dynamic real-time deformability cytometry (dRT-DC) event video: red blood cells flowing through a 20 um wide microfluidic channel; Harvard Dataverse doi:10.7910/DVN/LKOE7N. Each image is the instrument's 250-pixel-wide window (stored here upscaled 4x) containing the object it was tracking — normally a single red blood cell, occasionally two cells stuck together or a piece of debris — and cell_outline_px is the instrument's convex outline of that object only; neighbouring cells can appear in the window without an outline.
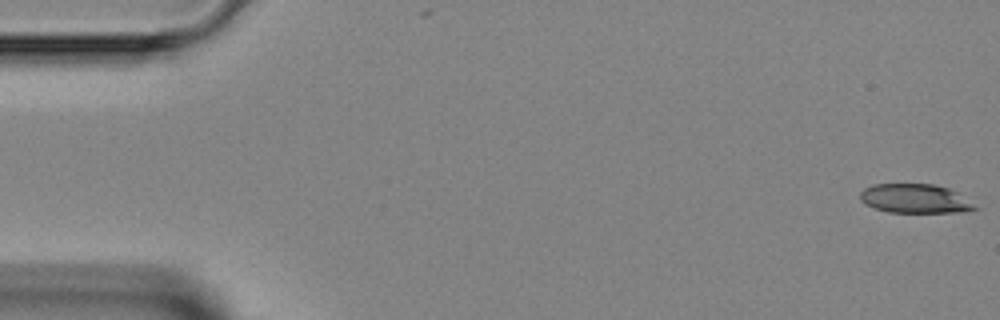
{"species": "Egyptian fruit bat (a non-hibernating species)", "species_latin": "Rousettus aegyptiacus", "temperature_condition": "room temperature", "stored_images_in_passage": 11, "camera_frame_rate_fps": 3000, "um_per_image_px": 0.085, "animal": {"sex": "female"}, "frame": {"image": 1, "passage_image": 1, "time_ms": 0.0, "image_size_px": [1000, 320], "cell_outline_px": [[980, 208], [964, 212], [888, 212], [864, 204], [860, 200], [860, 192], [864, 188], [872, 184], [932, 184], [948, 188], [956, 192]], "centroid_in_image_um": [77.76, 16.88], "position_along_channel_um": 7.2, "area_um2": 19.42}}
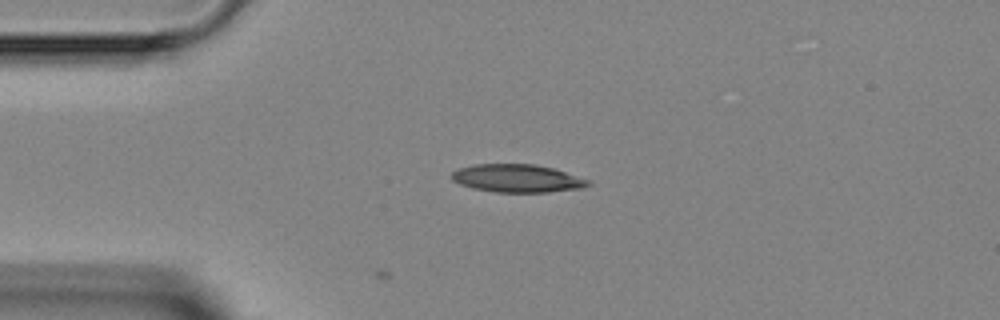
{"frame": {"image": 2, "passage_image": 11, "time_ms": 3.333, "image_size_px": [1000, 320], "cell_outline_px": [[592, 184], [584, 188], [548, 192], [496, 192], [472, 188], [460, 184], [452, 180], [448, 176], [452, 172], [460, 168], [472, 164], [536, 164], [552, 168], [592, 180]], "centroid_in_image_um": [43.98, 15.16], "position_along_channel_um": 41.0, "area_um2": 22.48}}